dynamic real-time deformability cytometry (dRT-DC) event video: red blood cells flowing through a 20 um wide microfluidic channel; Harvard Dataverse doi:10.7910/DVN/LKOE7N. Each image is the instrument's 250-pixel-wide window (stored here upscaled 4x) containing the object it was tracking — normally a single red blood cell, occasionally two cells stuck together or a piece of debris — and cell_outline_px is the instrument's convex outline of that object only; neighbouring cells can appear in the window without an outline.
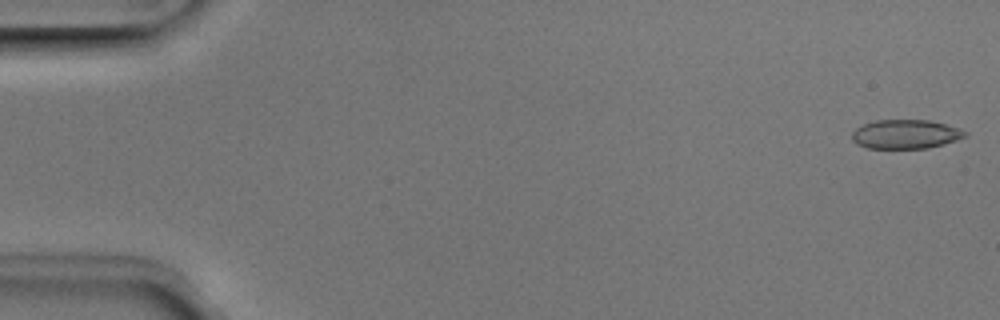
{"species": "Egyptian fruit bat (a non-hibernating species)", "species_latin": "Rousettus aegyptiacus", "temperature_condition": "room temperature", "stored_images_in_passage": 16, "camera_frame_rate_fps": 3000, "um_per_image_px": 0.085, "animal": {"sex": "male"}, "frame": {"image": 1, "passage_image": 1, "time_ms": 0.0, "image_size_px": [1000, 320], "cell_outline_px": [[968, 136], [944, 144], [928, 148], [868, 148], [856, 144], [852, 140], [852, 132], [856, 128], [864, 124], [876, 120], [928, 120], [960, 128], [968, 132]], "centroid_in_image_um": [76.99, 11.41], "position_along_channel_um": 8.0, "area_um2": 19.19}}
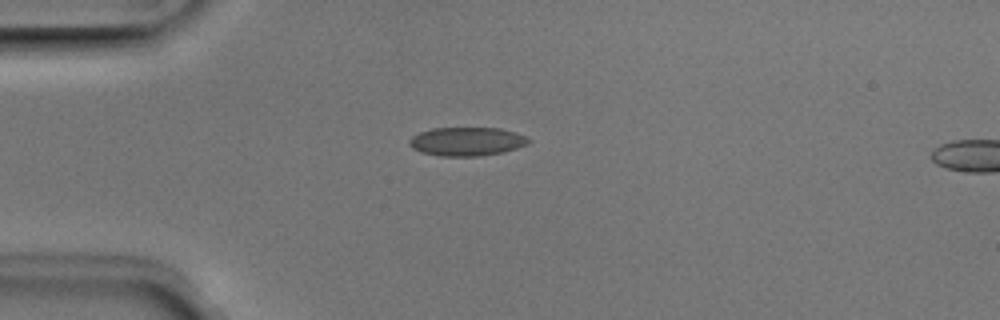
{"frame": {"image": 2, "passage_image": 13, "time_ms": 4.0, "image_size_px": [1000, 320], "cell_outline_px": [[532, 140], [528, 144], [504, 152], [480, 156], [440, 156], [420, 152], [412, 148], [408, 144], [408, 140], [412, 136], [420, 132], [432, 128], [500, 128], [516, 132]], "centroid_in_image_um": [39.66, 12.03], "position_along_channel_um": 45.3, "area_um2": 20.06}}